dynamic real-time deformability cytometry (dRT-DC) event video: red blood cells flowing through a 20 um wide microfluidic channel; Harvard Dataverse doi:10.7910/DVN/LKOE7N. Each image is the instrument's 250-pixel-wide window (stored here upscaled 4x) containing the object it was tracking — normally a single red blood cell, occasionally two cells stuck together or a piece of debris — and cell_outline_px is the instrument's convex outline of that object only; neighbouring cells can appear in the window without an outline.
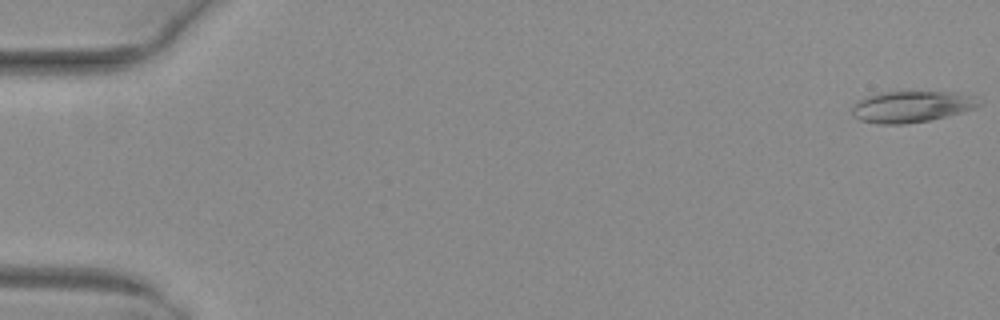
{"species": "common noctule bat (a hibernating species)", "species_latin": "Nyctalus noctula", "temperature_condition": "warm", "stored_images_in_passage": 12, "camera_frame_rate_fps": 3000, "um_per_image_px": 0.085, "animal": {"sex": "female", "body_mass_g": 29.2, "forearm_length_mm": 56.3}, "frame": {"image": 1, "passage_image": 1, "time_ms": 0.0, "image_size_px": [1000, 320], "cell_outline_px": [[984, 104], [976, 108], [928, 120], [904, 124], [876, 124], [860, 120], [852, 116], [852, 108], [856, 100], [880, 92], [956, 92], [976, 96]], "centroid_in_image_um": [77.48, 9.06], "position_along_channel_um": 7.5, "area_um2": 23.29}}